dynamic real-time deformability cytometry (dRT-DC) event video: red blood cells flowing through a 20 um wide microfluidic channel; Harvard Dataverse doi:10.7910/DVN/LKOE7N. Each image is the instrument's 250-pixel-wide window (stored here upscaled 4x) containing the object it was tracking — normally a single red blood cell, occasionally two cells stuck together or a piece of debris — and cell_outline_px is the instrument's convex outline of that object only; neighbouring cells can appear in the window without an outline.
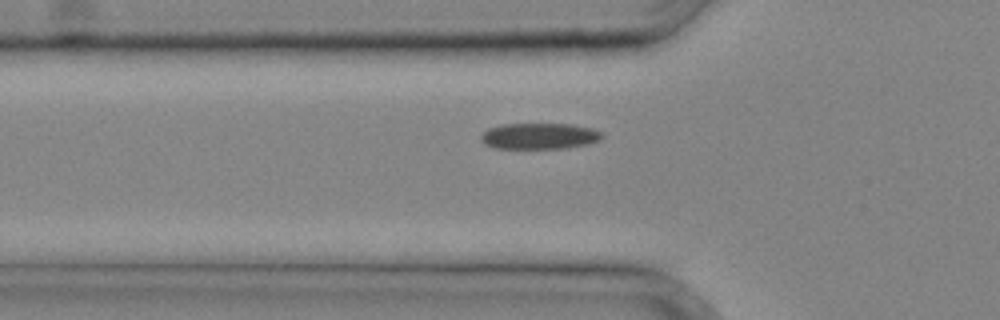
{"species": "common noctule bat (a hibernating species)", "species_latin": "Nyctalus noctula", "temperature_condition": "cold", "stored_images_in_passage": 27, "camera_frame_rate_fps": 3000, "um_per_image_px": 0.085, "animal": {"sex": "male", "body_mass_g": 20.4}, "frame": {"image": 1, "passage_image": 6, "time_ms": 1.667, "image_size_px": [1000, 320], "cell_outline_px": [[604, 136], [600, 140], [588, 144], [568, 148], [492, 148], [484, 144], [480, 140], [480, 136], [488, 128], [500, 124], [572, 124], [592, 128], [600, 132]], "centroid_in_image_um": [45.83, 11.56], "position_along_channel_um": 80.0, "area_um2": 18.55}}
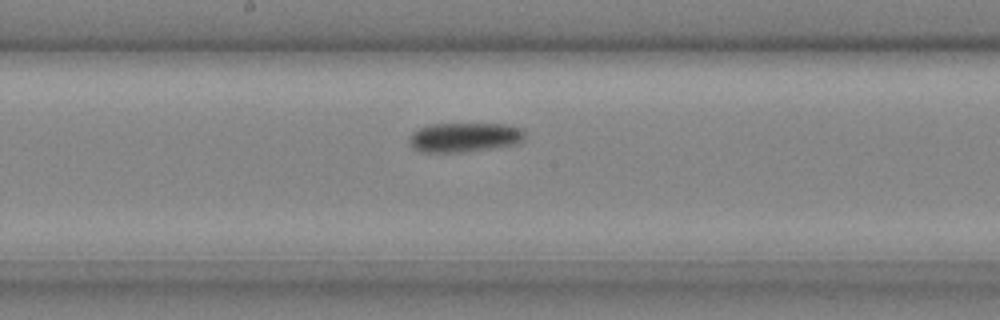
{"frame": {"image": 2, "passage_image": 13, "time_ms": 4.0, "image_size_px": [1000, 320], "cell_outline_px": [[524, 140], [520, 144], [464, 152], [420, 152], [412, 148], [408, 140], [412, 132], [428, 124], [508, 124], [520, 128], [524, 132]], "centroid_in_image_um": [39.48, 11.68], "position_along_channel_um": 208.7, "area_um2": 20.06}}
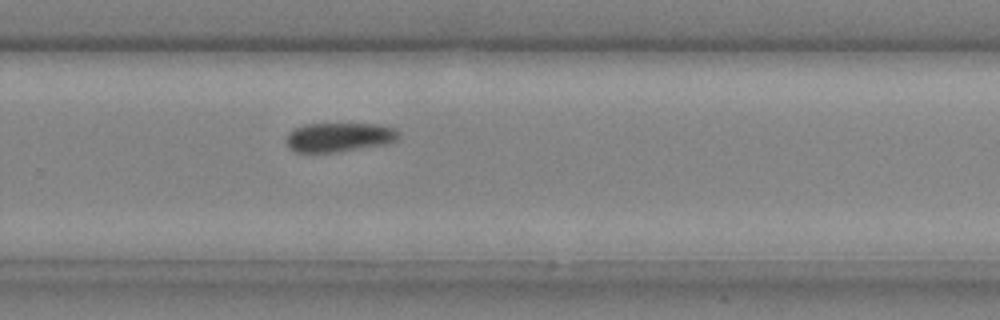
{"frame": {"image": 3, "passage_image": 18, "time_ms": 5.667, "image_size_px": [1000, 320], "cell_outline_px": [[400, 136], [396, 140], [388, 144], [336, 152], [296, 152], [288, 148], [284, 140], [288, 132], [304, 124], [376, 124], [396, 128], [400, 132]], "centroid_in_image_um": [28.82, 11.66], "position_along_channel_um": 301.0, "area_um2": 19.36}}